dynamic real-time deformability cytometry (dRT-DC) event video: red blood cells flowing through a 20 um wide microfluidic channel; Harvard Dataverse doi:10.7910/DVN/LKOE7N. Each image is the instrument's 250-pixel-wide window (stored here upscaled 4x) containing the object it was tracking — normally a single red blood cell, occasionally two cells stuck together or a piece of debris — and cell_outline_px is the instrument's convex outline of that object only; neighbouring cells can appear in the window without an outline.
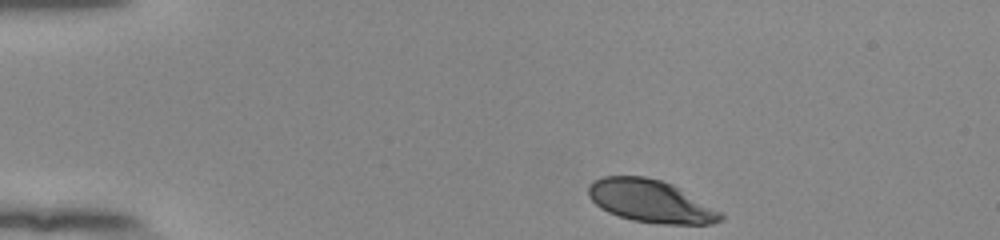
{"species": "human", "species_latin": "Homo sapiens", "temperature_condition": "room temperature", "stored_images_in_passage": 39, "camera_frame_rate_fps": 3000, "um_per_image_px": 0.085, "donor": {"sex": "female"}, "frame": {"image": 1, "passage_image": 1, "time_ms": 0.0, "image_size_px": [1000, 240], "cell_outline_px": [[724, 220], [712, 224], [664, 224], [632, 220], [608, 212], [600, 208], [588, 196], [588, 184], [604, 176], [644, 176], [660, 180], [672, 184], [680, 188], [720, 212], [724, 216]], "centroid_in_image_um": [55.29, 17.1], "position_along_channel_um": 29.7, "area_um2": 32.6}}
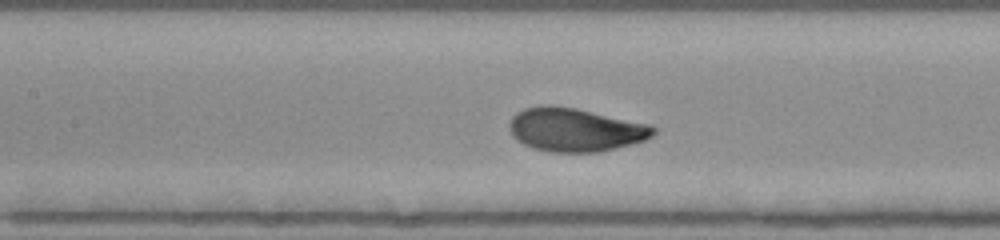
{"frame": {"image": 2, "passage_image": 17, "time_ms": 5.333, "image_size_px": [1000, 240], "cell_outline_px": [[656, 132], [652, 136], [644, 140], [600, 152], [552, 152], [532, 148], [524, 144], [512, 136], [508, 128], [508, 124], [512, 116], [516, 112], [524, 108], [540, 104], [552, 104], [576, 108], [648, 124], [656, 128]], "centroid_in_image_um": [48.83, 11.01], "position_along_channel_um": 158.6, "area_um2": 36.65}}
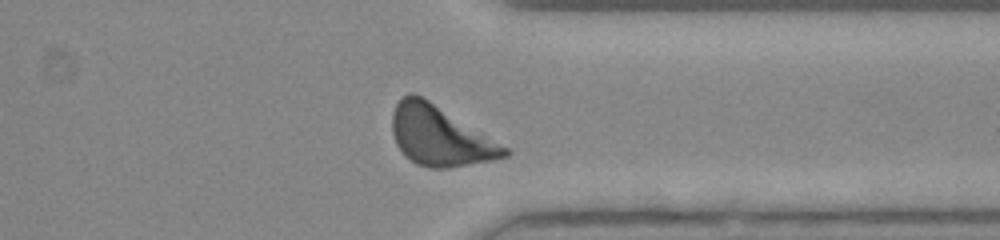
{"frame": {"image": 3, "passage_image": 34, "time_ms": 11.0, "image_size_px": [1000, 240], "cell_outline_px": [[512, 152], [508, 156], [492, 160], [448, 168], [428, 168], [416, 164], [404, 156], [396, 144], [392, 132], [392, 112], [396, 104], [408, 92], [412, 92], [428, 100], [508, 148]], "centroid_in_image_um": [37.36, 11.58], "position_along_channel_um": 374.0, "area_um2": 38.67}, "authors_computed_cell_mechanics": {"area_um2": 35.836, "velocity_mm_per_s": 3.8223, "shape_relaxation_time_tau1_ms": 2.5498, "shape_relaxation_time_tau2_ms": null, "deformation_change_tau1": 0.149, "deformation_change_tau2": null}}